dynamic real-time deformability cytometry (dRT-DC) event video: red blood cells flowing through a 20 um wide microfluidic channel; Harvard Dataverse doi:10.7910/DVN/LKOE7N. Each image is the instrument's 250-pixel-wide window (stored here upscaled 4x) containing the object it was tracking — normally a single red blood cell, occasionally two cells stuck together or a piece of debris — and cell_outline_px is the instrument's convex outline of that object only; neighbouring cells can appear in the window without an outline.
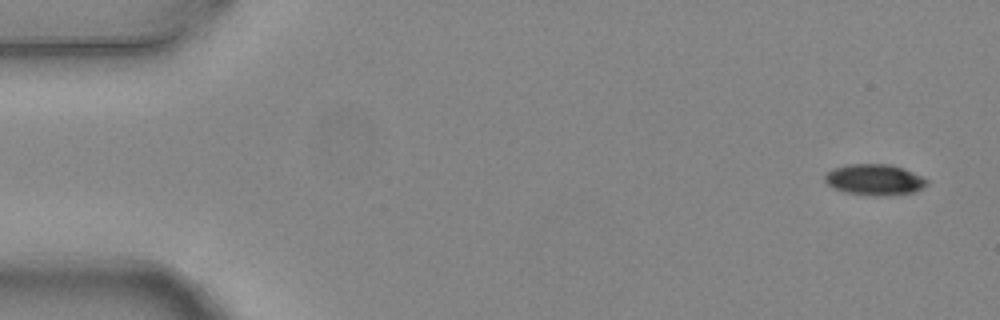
{"species": "common noctule bat (a hibernating species)", "species_latin": "Nyctalus noctula", "temperature_condition": "warm", "stored_images_in_passage": 5, "camera_frame_rate_fps": 3000, "um_per_image_px": 0.085, "animal": {"sex": "female", "body_mass_g": 24.6, "forearm_length_mm": 56.2}, "frame": {"image": 1, "passage_image": 1, "time_ms": 0.0, "image_size_px": [1000, 320], "cell_outline_px": [[928, 184], [916, 192], [884, 196], [872, 196], [844, 192], [832, 188], [824, 180], [824, 176], [832, 168], [848, 164], [892, 164], [904, 168], [928, 180]], "centroid_in_image_um": [74.33, 15.28], "position_along_channel_um": 10.7, "area_um2": 18.67}}
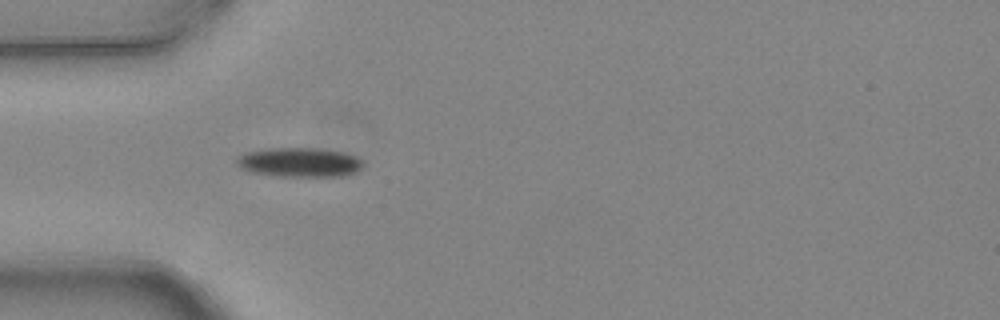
{"frame": {"image": 2, "passage_image": 5, "time_ms": 1.333, "image_size_px": [1000, 320], "cell_outline_px": [[364, 164], [360, 168], [352, 172], [340, 176], [280, 176], [252, 172], [240, 168], [236, 164], [236, 160], [240, 156], [248, 152], [268, 148], [316, 148], [344, 152], [356, 156]], "centroid_in_image_um": [25.44, 13.79], "position_along_channel_um": 59.6, "area_um2": 21.33}}